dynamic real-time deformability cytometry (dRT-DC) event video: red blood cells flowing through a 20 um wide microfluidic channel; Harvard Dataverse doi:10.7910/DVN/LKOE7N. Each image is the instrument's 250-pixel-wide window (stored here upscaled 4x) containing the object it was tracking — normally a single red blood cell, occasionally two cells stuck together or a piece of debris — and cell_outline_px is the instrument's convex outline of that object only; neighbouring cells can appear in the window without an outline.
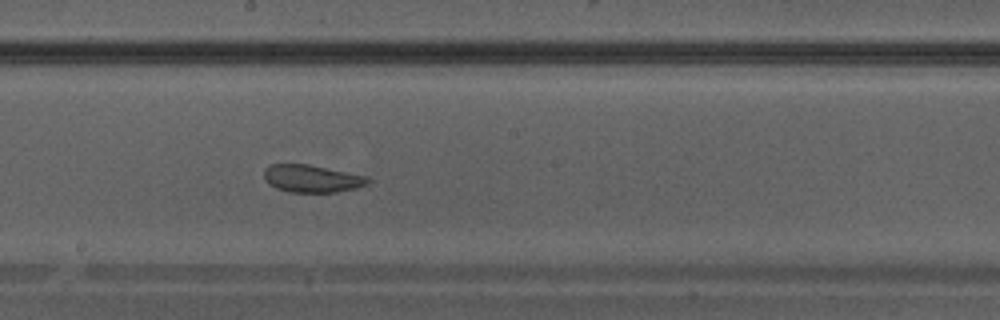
{"species": "Egyptian fruit bat (a non-hibernating species)", "species_latin": "Rousettus aegyptiacus", "temperature_condition": "warm", "stored_images_in_passage": 40, "camera_frame_rate_fps": 3000, "um_per_image_px": 0.085, "animal": {"sex": "male"}, "frame": {"image": 1, "passage_image": 23, "time_ms": 7.333, "image_size_px": [1000, 320], "cell_outline_px": [[372, 180], [368, 184], [356, 188], [336, 192], [288, 192], [276, 188], [268, 184], [264, 176], [264, 168], [272, 164], [308, 164], [368, 176]], "centroid_in_image_um": [26.52, 15.18], "position_along_channel_um": 221.7, "area_um2": 16.76}}